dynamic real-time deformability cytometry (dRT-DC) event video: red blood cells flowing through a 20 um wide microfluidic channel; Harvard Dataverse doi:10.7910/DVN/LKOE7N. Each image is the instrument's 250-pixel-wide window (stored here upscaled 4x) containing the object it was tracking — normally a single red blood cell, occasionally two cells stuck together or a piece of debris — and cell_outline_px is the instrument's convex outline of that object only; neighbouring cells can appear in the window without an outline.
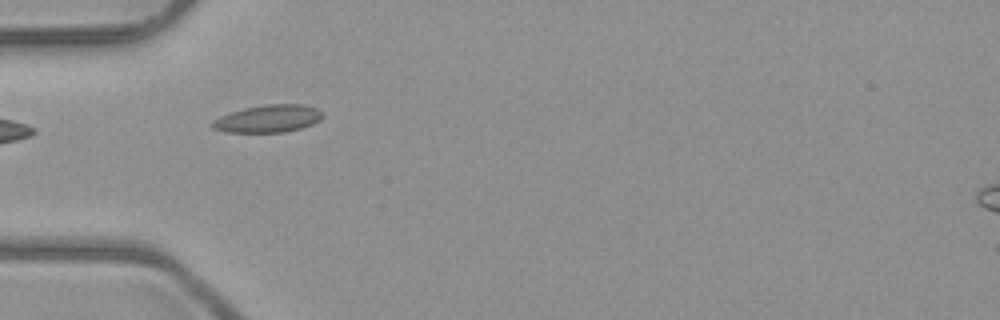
{"species": "common noctule bat (a hibernating species)", "species_latin": "Nyctalus noctula", "temperature_condition": "room temperature", "stored_images_in_passage": 7, "camera_frame_rate_fps": 3000, "um_per_image_px": 0.085, "animal": {"sex": "male", "body_mass_g": 23.1, "forearm_length_mm": 52.7}, "frame": {"image": 1, "passage_image": 5, "time_ms": 4.667, "image_size_px": [1000, 320], "cell_outline_px": [[320, 120], [312, 124], [300, 128], [284, 132], [224, 132], [212, 128], [208, 124], [212, 120], [220, 116], [244, 108], [268, 104], [304, 104], [316, 108], [320, 112]], "centroid_in_image_um": [22.73, 10.09], "position_along_channel_um": 62.3, "area_um2": 17.57}}
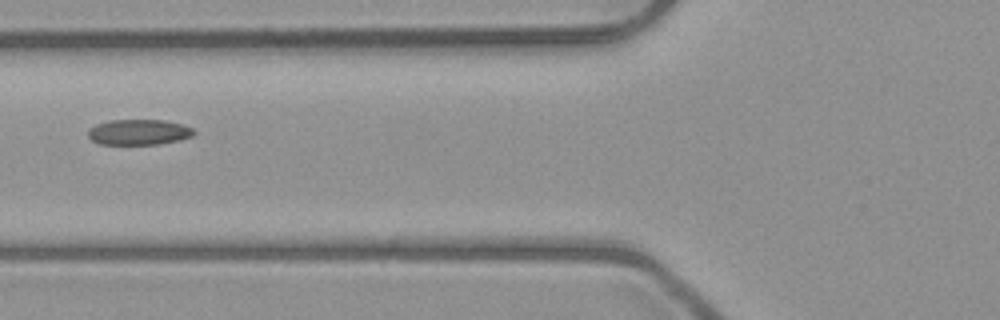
{"frame": {"image": 2, "passage_image": 6, "time_ms": 6.0, "image_size_px": [1000, 320], "cell_outline_px": [[196, 132], [192, 136], [180, 140], [160, 144], [100, 144], [92, 140], [88, 136], [88, 128], [96, 124], [108, 120], [164, 120], [184, 124], [192, 128]], "centroid_in_image_um": [11.81, 11.22], "position_along_channel_um": 114.0, "area_um2": 15.9}}
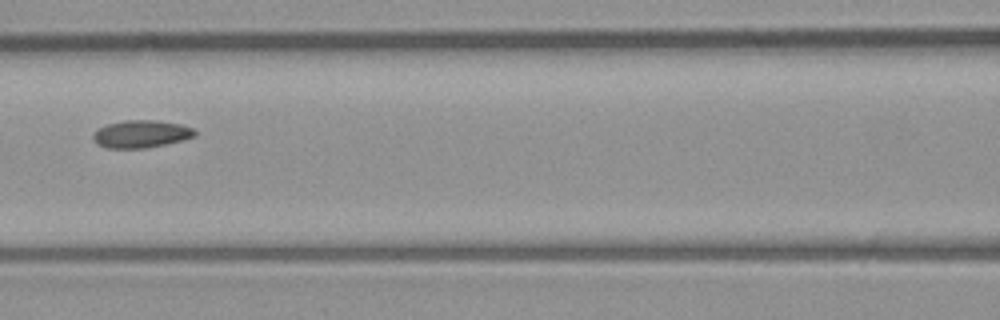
{"frame": {"image": 3, "passage_image": 7, "time_ms": 7.0, "image_size_px": [1000, 320], "cell_outline_px": [[196, 136], [164, 144], [144, 148], [108, 148], [96, 144], [92, 136], [92, 132], [108, 124], [124, 120], [156, 120], [180, 124], [192, 128], [196, 132]], "centroid_in_image_um": [11.96, 11.38], "position_along_channel_um": 154.6, "area_um2": 16.18}}